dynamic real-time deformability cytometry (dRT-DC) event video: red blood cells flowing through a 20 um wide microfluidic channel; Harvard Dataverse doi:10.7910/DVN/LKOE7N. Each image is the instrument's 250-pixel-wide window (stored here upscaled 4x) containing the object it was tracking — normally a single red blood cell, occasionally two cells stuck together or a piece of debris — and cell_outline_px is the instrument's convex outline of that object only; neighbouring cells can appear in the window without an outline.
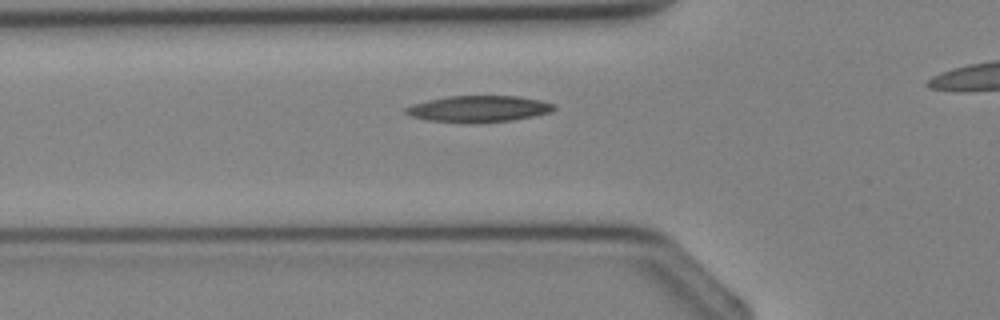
{"species": "Egyptian fruit bat (a non-hibernating species)", "species_latin": "Rousettus aegyptiacus", "temperature_condition": "cold", "stored_images_in_passage": 24, "camera_frame_rate_fps": 3000, "um_per_image_px": 0.085, "animal": {"sex": "female"}, "frame": {"image": 1, "passage_image": 5, "time_ms": 1.333, "image_size_px": [1000, 320], "cell_outline_px": [[556, 108], [548, 112], [532, 116], [512, 120], [428, 120], [412, 116], [404, 112], [404, 108], [412, 104], [428, 100], [448, 96], [516, 96], [540, 100], [556, 104]], "centroid_in_image_um": [40.7, 9.2], "position_along_channel_um": 85.1, "area_um2": 21.62}}
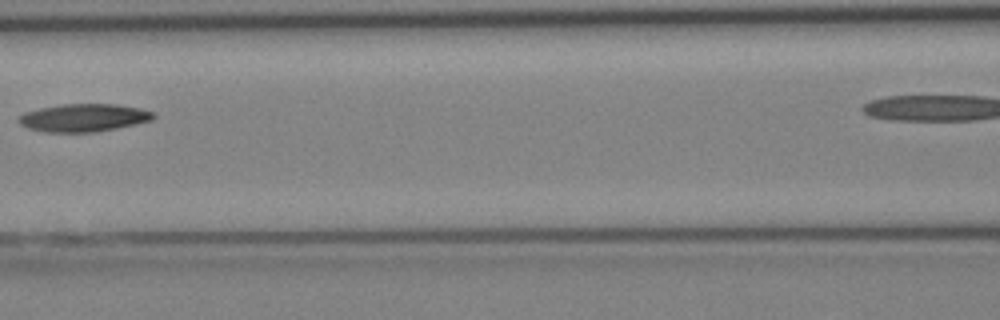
{"frame": {"image": 2, "passage_image": 9, "time_ms": 2.667, "image_size_px": [1000, 320], "cell_outline_px": [[156, 116], [152, 120], [136, 124], [116, 128], [92, 132], [44, 132], [28, 128], [20, 124], [20, 116], [24, 112], [40, 108], [60, 104], [116, 104], [140, 108], [156, 112]], "centroid_in_image_um": [7.15, 10.0], "position_along_channel_um": 159.5, "area_um2": 21.85}}
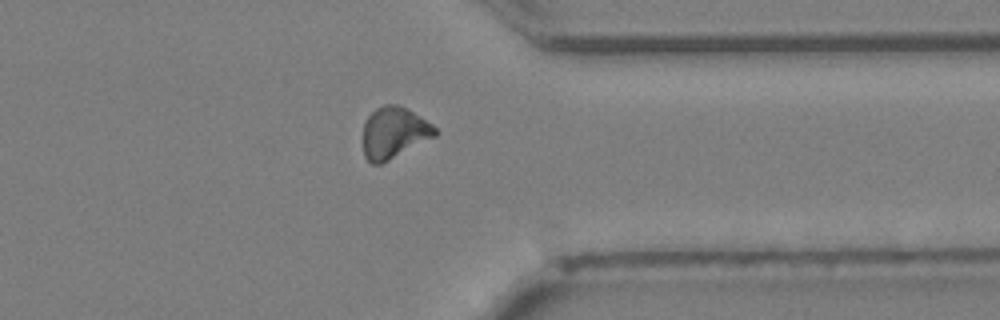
{"frame": {"image": 3, "passage_image": 21, "time_ms": 6.667, "image_size_px": [1000, 320], "cell_outline_px": [[440, 132], [436, 136], [380, 164], [372, 164], [364, 156], [364, 124], [368, 116], [376, 108], [384, 104], [400, 104], [408, 108], [432, 124]], "centroid_in_image_um": [33.51, 11.25], "position_along_channel_um": 377.9, "area_um2": 21.56}}